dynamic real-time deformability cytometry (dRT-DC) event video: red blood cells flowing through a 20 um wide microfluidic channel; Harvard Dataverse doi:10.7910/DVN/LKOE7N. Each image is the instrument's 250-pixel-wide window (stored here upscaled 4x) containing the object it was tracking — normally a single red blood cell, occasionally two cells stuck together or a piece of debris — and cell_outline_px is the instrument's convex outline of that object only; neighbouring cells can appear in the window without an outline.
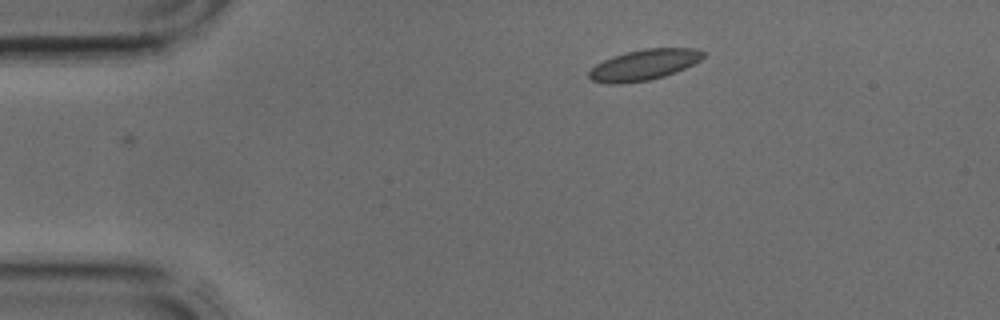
{"species": "common noctule bat (a hibernating species)", "species_latin": "Nyctalus noctula", "temperature_condition": "cold", "stored_images_in_passage": 2, "camera_frame_rate_fps": 3000, "um_per_image_px": 0.085, "animal": {"sex": "male", "body_mass_g": 17.9, "forearm_length_mm": 54.2}, "frame": {"image": 1, "passage_image": 2, "time_ms": 0.333, "image_size_px": [1000, 320], "cell_outline_px": [[708, 52], [700, 60], [676, 72], [664, 76], [648, 80], [620, 84], [608, 84], [592, 80], [588, 76], [588, 72], [596, 64], [612, 56], [644, 48], [696, 48]], "centroid_in_image_um": [54.75, 5.5], "position_along_channel_um": 30.2, "area_um2": 20.46}}